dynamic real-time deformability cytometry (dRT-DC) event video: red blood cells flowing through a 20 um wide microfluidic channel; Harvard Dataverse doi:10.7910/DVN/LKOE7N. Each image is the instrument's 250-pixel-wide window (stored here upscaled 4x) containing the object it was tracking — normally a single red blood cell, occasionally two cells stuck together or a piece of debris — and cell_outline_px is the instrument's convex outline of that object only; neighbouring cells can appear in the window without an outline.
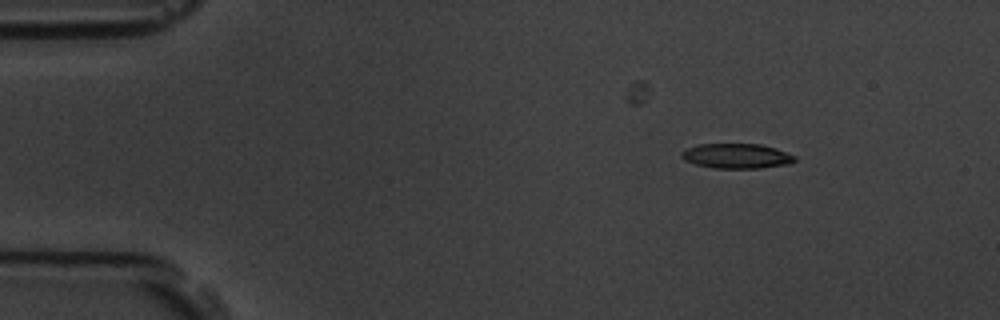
{"species": "common noctule bat (a hibernating species)", "species_latin": "Nyctalus noctula", "temperature_condition": "room temperature", "stored_images_in_passage": 9, "camera_frame_rate_fps": 3000, "um_per_image_px": 0.085, "animal": {"sex": "male", "body_mass_g": 19.5, "forearm_length_mm": 54.6}, "frame": {"image": 1, "passage_image": 2, "time_ms": 1.333, "image_size_px": [1000, 320], "cell_outline_px": [[796, 160], [788, 164], [760, 168], [712, 168], [696, 164], [684, 160], [680, 156], [680, 152], [696, 144], [760, 144], [776, 148], [796, 156]], "centroid_in_image_um": [62.6, 13.26], "position_along_channel_um": 22.4, "area_um2": 16.47}}
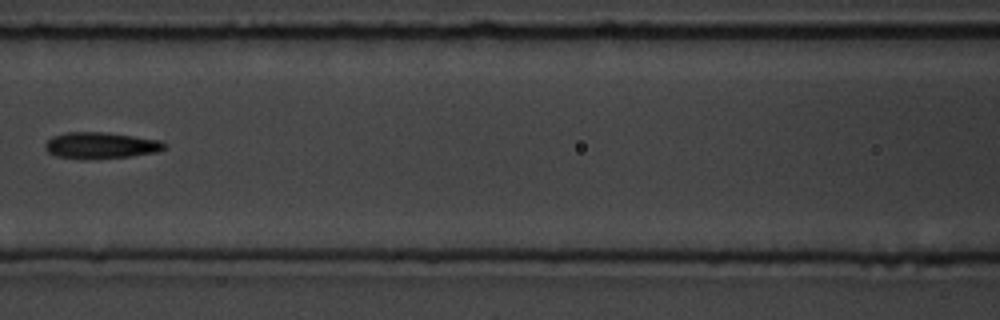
{"frame": {"image": 2, "passage_image": 7, "time_ms": 7.0, "image_size_px": [1000, 320], "cell_outline_px": [[164, 148], [156, 152], [128, 156], [56, 156], [48, 152], [44, 148], [44, 144], [52, 136], [68, 132], [108, 132], [160, 140], [164, 144]], "centroid_in_image_um": [8.55, 12.3], "position_along_channel_um": 158.0, "area_um2": 17.28}}
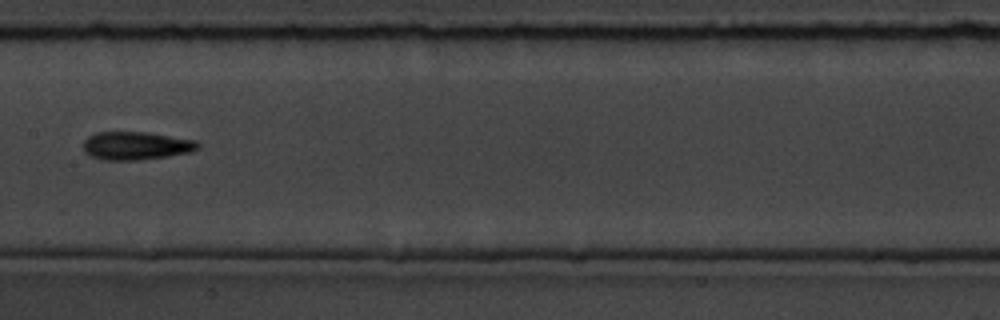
{"frame": {"image": 3, "passage_image": 8, "time_ms": 8.0, "image_size_px": [1000, 320], "cell_outline_px": [[200, 148], [192, 152], [168, 156], [136, 160], [104, 160], [92, 156], [84, 152], [84, 140], [88, 136], [96, 132], [148, 132], [196, 140], [200, 144]], "centroid_in_image_um": [11.59, 12.38], "position_along_channel_um": 195.8, "area_um2": 18.9}}